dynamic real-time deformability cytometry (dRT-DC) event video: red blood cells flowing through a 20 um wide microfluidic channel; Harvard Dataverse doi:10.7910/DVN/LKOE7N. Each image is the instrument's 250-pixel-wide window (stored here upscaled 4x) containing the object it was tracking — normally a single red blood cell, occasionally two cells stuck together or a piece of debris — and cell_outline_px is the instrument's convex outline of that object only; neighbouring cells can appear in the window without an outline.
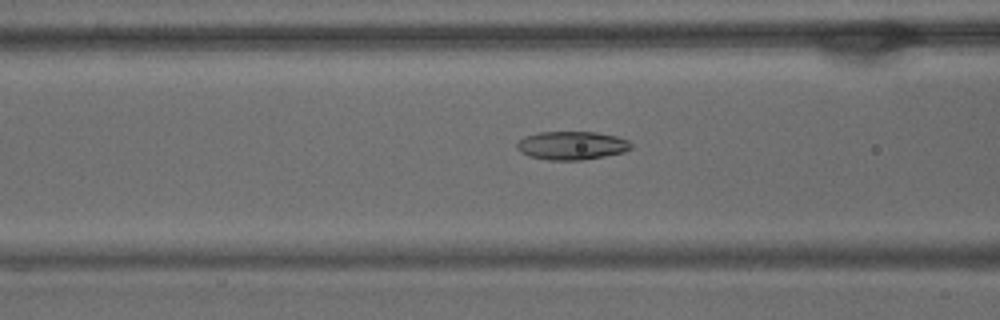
{"species": "common noctule bat (a hibernating species)", "species_latin": "Nyctalus noctula", "temperature_condition": "warm", "stored_images_in_passage": 56, "camera_frame_rate_fps": 3000, "um_per_image_px": 0.085, "animal": {"sex": "male", "body_mass_g": 15.6}, "frame": {"image": 1, "passage_image": 22, "time_ms": 7.0, "image_size_px": [1000, 320], "cell_outline_px": [[632, 148], [624, 152], [604, 156], [580, 160], [548, 160], [528, 156], [520, 152], [516, 148], [516, 144], [524, 136], [540, 132], [596, 132], [616, 136], [628, 140], [632, 144]], "centroid_in_image_um": [48.59, 12.37], "position_along_channel_um": 118.0, "area_um2": 18.96}}
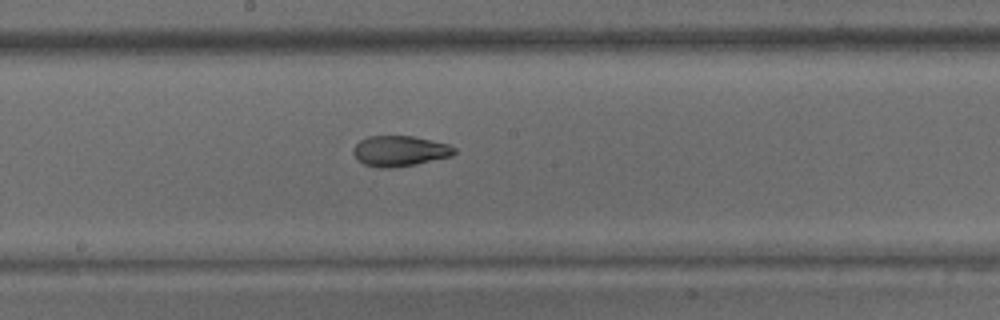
{"frame": {"image": 2, "passage_image": 30, "time_ms": 9.667, "image_size_px": [1000, 320], "cell_outline_px": [[456, 152], [452, 156], [416, 164], [392, 168], [380, 168], [364, 164], [352, 152], [352, 148], [360, 140], [368, 136], [412, 136], [448, 144], [456, 148]], "centroid_in_image_um": [33.98, 12.83], "position_along_channel_um": 214.2, "area_um2": 17.92}}
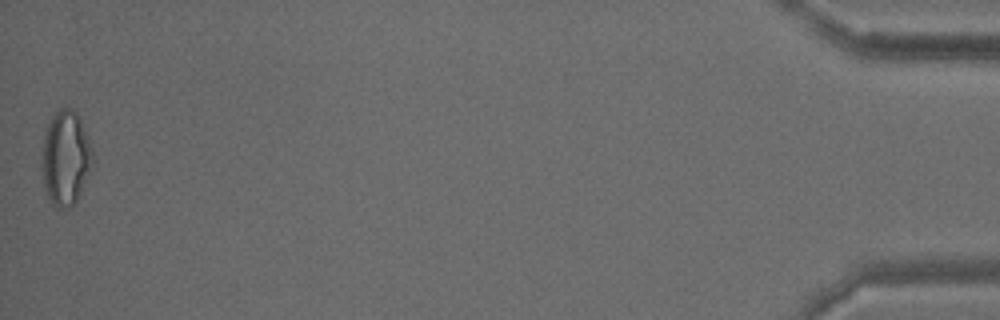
{"frame": {"image": 3, "passage_image": 56, "time_ms": 18.333, "image_size_px": [1000, 320], "cell_outline_px": [[96, 160], [76, 200], [68, 208], [56, 208], [52, 204], [44, 188], [40, 168], [40, 164], [44, 132], [52, 116], [60, 108], [72, 108], [76, 112], [80, 120], [92, 148]], "centroid_in_image_um": [5.56, 13.44], "position_along_channel_um": 429.6, "area_um2": 28.38}, "authors_computed_cell_mechanics": {"area_um2": 20.6635, "velocity_mm_per_s": 3.6056, "shape_relaxation_time_tau1_ms": 10.7632, "shape_relaxation_time_tau2_ms": 2.2741, "deformation_change_tau1": 0.2794, "deformation_change_tau2": 0.0853}}